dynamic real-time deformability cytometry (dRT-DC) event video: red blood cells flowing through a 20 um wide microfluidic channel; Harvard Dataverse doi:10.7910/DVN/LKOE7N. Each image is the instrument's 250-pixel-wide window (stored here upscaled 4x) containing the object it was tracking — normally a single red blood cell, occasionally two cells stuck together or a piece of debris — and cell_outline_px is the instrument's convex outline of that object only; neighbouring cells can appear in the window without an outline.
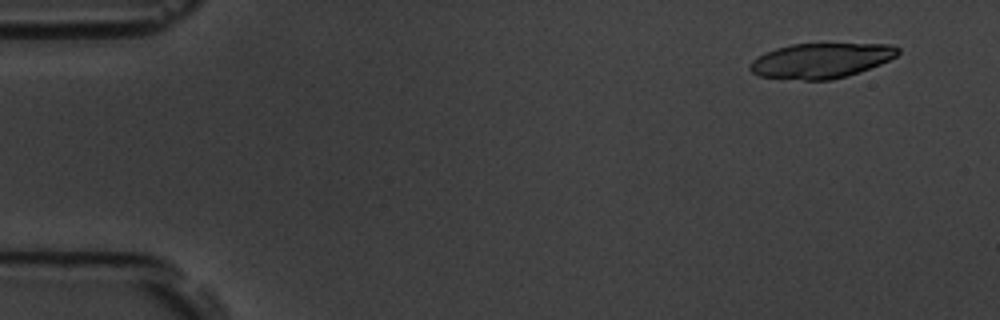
{"species": "common noctule bat (a hibernating species)", "species_latin": "Nyctalus noctula", "temperature_condition": "room temperature", "stored_images_in_passage": 6, "camera_frame_rate_fps": 3000, "um_per_image_px": 0.085, "animal": {"sex": "male", "body_mass_g": 19.5, "forearm_length_mm": 54.6}, "frame": {"image": 1, "passage_image": 2, "time_ms": 1.0, "image_size_px": [1000, 320], "cell_outline_px": [[900, 52], [896, 56], [880, 64], [832, 80], [804, 80], [760, 76], [752, 72], [748, 68], [748, 64], [752, 60], [764, 52], [776, 48], [792, 44], [892, 44], [900, 48]], "centroid_in_image_um": [69.75, 5.14], "position_along_channel_um": 15.2, "area_um2": 30.0}}